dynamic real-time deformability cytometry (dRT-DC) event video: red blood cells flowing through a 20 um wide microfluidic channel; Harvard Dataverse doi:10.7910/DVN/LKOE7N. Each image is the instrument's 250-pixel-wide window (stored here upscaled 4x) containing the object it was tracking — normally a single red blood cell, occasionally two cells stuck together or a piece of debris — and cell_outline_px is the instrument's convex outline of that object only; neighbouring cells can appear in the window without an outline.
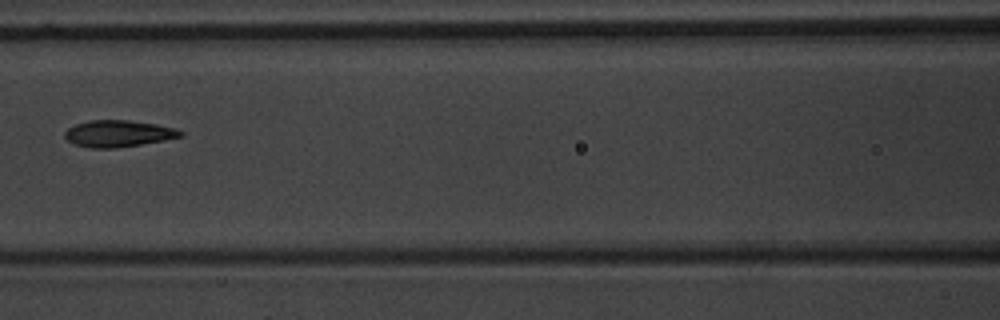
{"species": "common noctule bat (a hibernating species)", "species_latin": "Nyctalus noctula", "temperature_condition": "warm", "stored_images_in_passage": 8, "camera_frame_rate_fps": 3000, "um_per_image_px": 0.085, "animal": {"sex": "male", "body_mass_g": 20.1, "forearm_length_mm": 53.5}, "frame": {"image": 1, "passage_image": 8, "time_ms": 8.333, "image_size_px": [1000, 320], "cell_outline_px": [[184, 136], [164, 140], [116, 148], [88, 148], [72, 144], [64, 136], [64, 132], [68, 128], [76, 124], [92, 120], [128, 120], [156, 124], [176, 128], [184, 132]], "centroid_in_image_um": [10.05, 11.36], "position_along_channel_um": 156.5, "area_um2": 18.03}}